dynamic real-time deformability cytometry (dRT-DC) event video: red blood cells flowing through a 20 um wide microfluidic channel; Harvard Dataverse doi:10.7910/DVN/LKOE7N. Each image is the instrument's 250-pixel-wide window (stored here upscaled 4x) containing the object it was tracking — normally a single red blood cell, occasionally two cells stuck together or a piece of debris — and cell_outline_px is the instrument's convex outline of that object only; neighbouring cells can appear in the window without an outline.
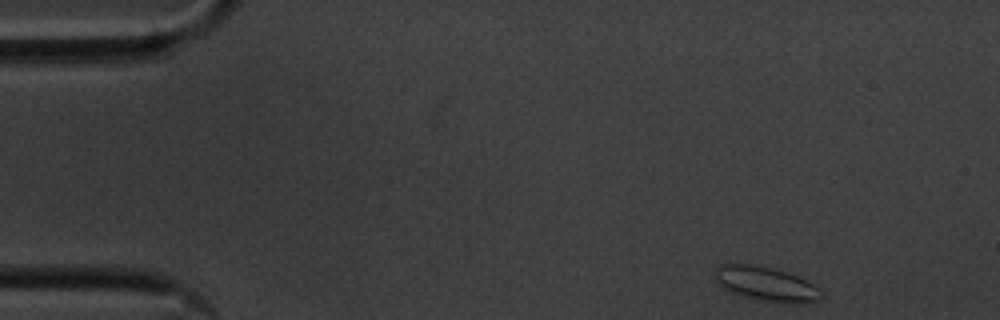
{"species": "common noctule bat (a hibernating species)", "species_latin": "Nyctalus noctula", "temperature_condition": "cold", "stored_images_in_passage": 52, "camera_frame_rate_fps": 3000, "um_per_image_px": 0.085, "animal": {"sex": "male", "body_mass_g": 20.1, "forearm_length_mm": 53.5}, "frame": {"image": 1, "passage_image": 1, "time_ms": 0.0, "image_size_px": [1000, 320], "cell_outline_px": [[824, 296], [820, 300], [796, 304], [764, 300], [732, 292], [724, 288], [716, 280], [716, 272], [720, 264], [748, 264], [768, 268], [784, 272], [796, 276], [820, 288], [824, 292]], "centroid_in_image_um": [65.19, 24.15], "position_along_channel_um": 19.8, "area_um2": 20.58}}
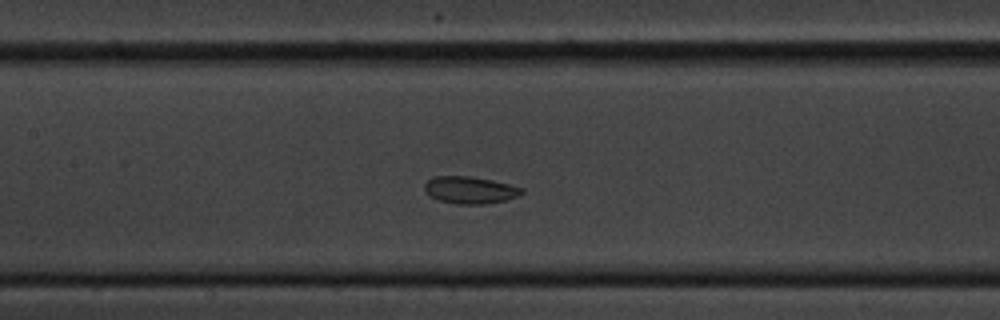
{"frame": {"image": 2, "passage_image": 21, "time_ms": 6.667, "image_size_px": [1000, 320], "cell_outline_px": [[524, 192], [520, 196], [508, 200], [484, 204], [456, 204], [440, 200], [428, 196], [424, 192], [424, 184], [432, 176], [472, 176], [492, 180], [524, 188]], "centroid_in_image_um": [39.95, 16.15], "position_along_channel_um": 167.4, "area_um2": 15.66}}
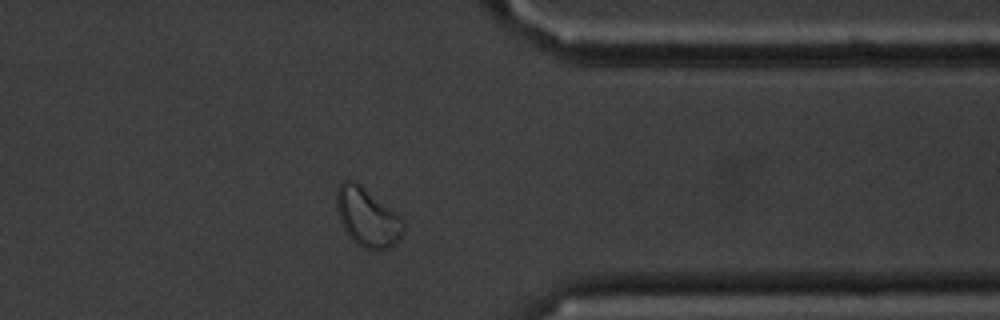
{"frame": {"image": 3, "passage_image": 40, "time_ms": 13.0, "image_size_px": [1000, 320], "cell_outline_px": [[404, 232], [396, 244], [388, 248], [376, 252], [364, 248], [356, 244], [348, 236], [340, 220], [336, 208], [336, 188], [340, 180], [352, 180], [360, 184], [400, 216], [404, 224]], "centroid_in_image_um": [31.21, 18.49], "position_along_channel_um": 380.2, "area_um2": 23.18}, "authors_computed_cell_mechanics": {"area_um2": 16.9643, "velocity_mm_per_s": 3.5016, "shape_relaxation_time_tau1_ms": null, "shape_relaxation_time_tau2_ms": 5.9953, "deformation_change_tau1": null, "deformation_change_tau2": 0.0522}}